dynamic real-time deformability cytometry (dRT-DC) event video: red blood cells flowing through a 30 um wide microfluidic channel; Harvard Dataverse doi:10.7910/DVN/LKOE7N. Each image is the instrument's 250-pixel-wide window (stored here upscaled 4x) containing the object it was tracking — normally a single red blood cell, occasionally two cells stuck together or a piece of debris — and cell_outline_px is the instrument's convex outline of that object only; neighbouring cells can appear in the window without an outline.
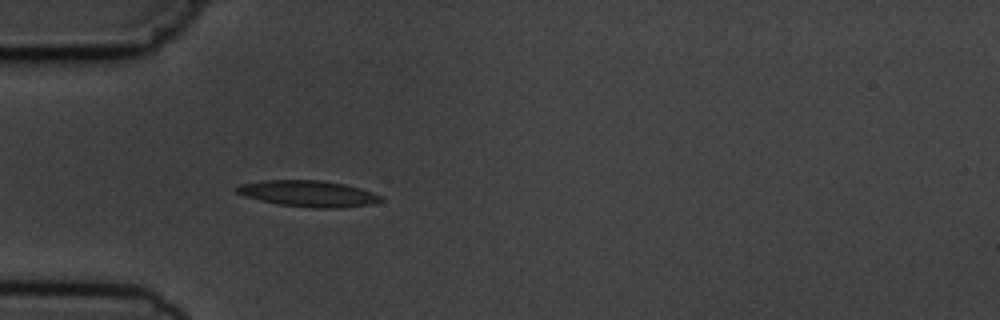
{"species": "common noctule bat (a hibernating species)", "species_latin": "Nyctalus noctula", "temperature_condition": "cold", "stored_images_in_passage": 4, "camera_frame_rate_fps": 3000, "um_per_image_px": 0.085, "animal": {"sex": "male", "body_mass_g": 19.5, "forearm_length_mm": 54.6}, "frame": {"image": 1, "passage_image": 4, "time_ms": 3.333, "image_size_px": [1000, 320], "cell_outline_px": [[384, 200], [376, 204], [340, 208], [312, 208], [280, 204], [260, 200], [244, 196], [236, 192], [232, 188], [240, 184], [264, 180], [320, 180], [344, 184], [360, 188], [372, 192], [380, 196]], "centroid_in_image_um": [26.21, 16.46], "position_along_channel_um": 58.8, "area_um2": 22.14}}